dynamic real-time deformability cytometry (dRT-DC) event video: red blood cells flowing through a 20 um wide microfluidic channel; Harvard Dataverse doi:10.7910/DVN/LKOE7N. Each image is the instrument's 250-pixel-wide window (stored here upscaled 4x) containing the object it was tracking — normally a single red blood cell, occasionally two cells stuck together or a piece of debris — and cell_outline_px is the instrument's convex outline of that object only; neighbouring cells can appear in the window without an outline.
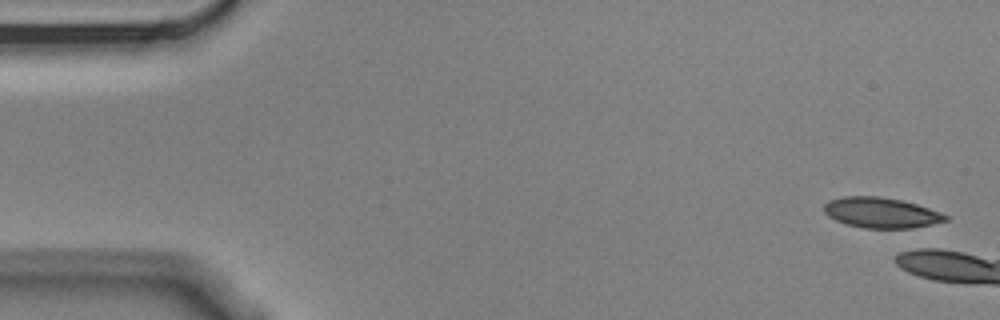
{"species": "Egyptian fruit bat (a non-hibernating species)", "species_latin": "Rousettus aegyptiacus", "temperature_condition": "cold", "stored_images_in_passage": 2, "camera_frame_rate_fps": 3000, "um_per_image_px": 0.085, "animal": {"sex": "male"}, "frame": {"image": 1, "passage_image": 2, "time_ms": 0.333, "image_size_px": [1000, 320], "cell_outline_px": [[948, 220], [932, 224], [912, 228], [864, 228], [848, 224], [836, 220], [828, 216], [824, 212], [824, 204], [828, 200], [844, 196], [880, 196], [900, 200], [916, 204], [940, 212], [948, 216]], "centroid_in_image_um": [74.88, 18.07], "position_along_channel_um": 10.1, "area_um2": 21.44}}